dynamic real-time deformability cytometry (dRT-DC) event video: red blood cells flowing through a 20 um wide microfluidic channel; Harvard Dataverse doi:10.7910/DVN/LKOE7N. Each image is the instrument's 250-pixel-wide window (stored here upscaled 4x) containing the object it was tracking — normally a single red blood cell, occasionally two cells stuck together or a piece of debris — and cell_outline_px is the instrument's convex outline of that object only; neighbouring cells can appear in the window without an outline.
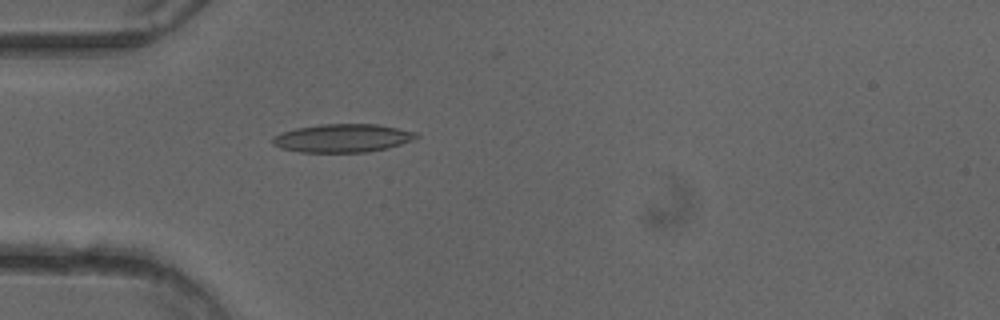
{"species": "common noctule bat (a hibernating species)", "species_latin": "Nyctalus noctula", "temperature_condition": "cold", "stored_images_in_passage": 31, "camera_frame_rate_fps": 3000, "um_per_image_px": 0.085, "animal": {"sex": "female"}, "frame": {"image": 1, "passage_image": 15, "time_ms": 4.667, "image_size_px": [1000, 320], "cell_outline_px": [[420, 136], [412, 140], [388, 148], [368, 152], [300, 152], [280, 148], [272, 144], [272, 136], [296, 128], [320, 124], [380, 124], [416, 132]], "centroid_in_image_um": [29.12, 11.74], "position_along_channel_um": 55.9, "area_um2": 23.76}}
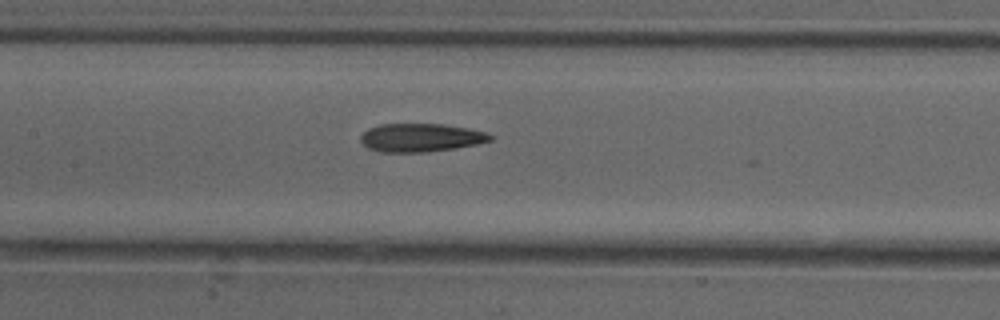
{"frame": {"image": 2, "passage_image": 24, "time_ms": 7.667, "image_size_px": [1000, 320], "cell_outline_px": [[496, 136], [492, 140], [476, 144], [456, 148], [428, 152], [380, 152], [368, 148], [360, 140], [360, 136], [368, 128], [380, 124], [444, 124], [468, 128], [488, 132]], "centroid_in_image_um": [35.8, 11.7], "position_along_channel_um": 171.6, "area_um2": 21.62}}
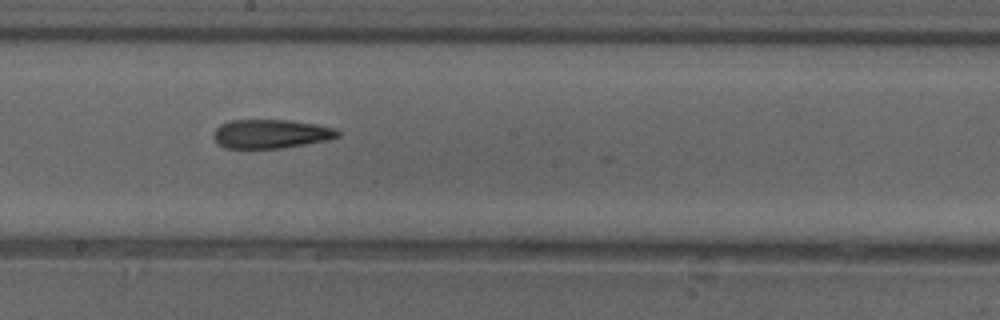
{"frame": {"image": 3, "passage_image": 28, "time_ms": 9.0, "image_size_px": [1000, 320], "cell_outline_px": [[340, 136], [328, 140], [280, 148], [224, 148], [216, 140], [212, 132], [220, 124], [228, 120], [288, 120], [316, 124], [336, 128], [340, 132]], "centroid_in_image_um": [23.03, 11.37], "position_along_channel_um": 225.2, "area_um2": 20.92}}